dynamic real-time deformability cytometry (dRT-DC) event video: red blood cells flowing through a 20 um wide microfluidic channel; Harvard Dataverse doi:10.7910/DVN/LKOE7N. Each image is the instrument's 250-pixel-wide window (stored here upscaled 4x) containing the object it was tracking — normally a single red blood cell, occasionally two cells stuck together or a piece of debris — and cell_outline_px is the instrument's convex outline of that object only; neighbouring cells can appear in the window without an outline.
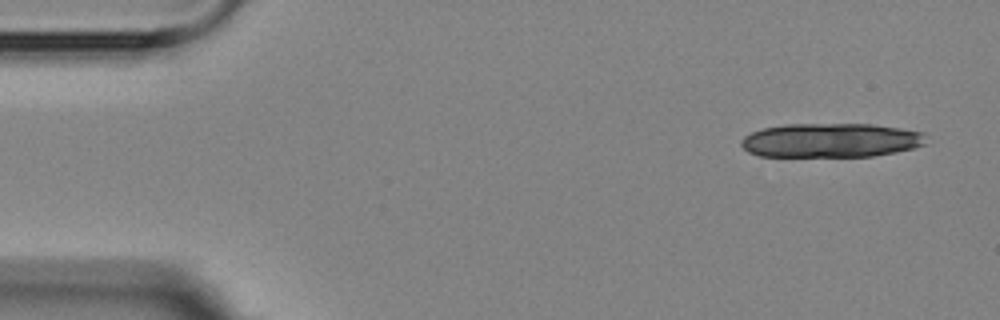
{"species": "Egyptian fruit bat (a non-hibernating species)", "species_latin": "Rousettus aegyptiacus", "temperature_condition": "room temperature", "stored_images_in_passage": 4, "camera_frame_rate_fps": 3000, "um_per_image_px": 0.085, "animal": {"sex": "female"}, "frame": {"image": 1, "passage_image": 1, "time_ms": 0.0, "image_size_px": [1000, 320], "cell_outline_px": [[924, 144], [912, 148], [896, 152], [872, 156], [760, 156], [748, 152], [740, 144], [740, 140], [744, 136], [752, 132], [764, 128], [784, 124], [872, 124], [900, 128], [924, 132]], "centroid_in_image_um": [70.59, 11.92], "position_along_channel_um": 14.4, "area_um2": 36.76}}